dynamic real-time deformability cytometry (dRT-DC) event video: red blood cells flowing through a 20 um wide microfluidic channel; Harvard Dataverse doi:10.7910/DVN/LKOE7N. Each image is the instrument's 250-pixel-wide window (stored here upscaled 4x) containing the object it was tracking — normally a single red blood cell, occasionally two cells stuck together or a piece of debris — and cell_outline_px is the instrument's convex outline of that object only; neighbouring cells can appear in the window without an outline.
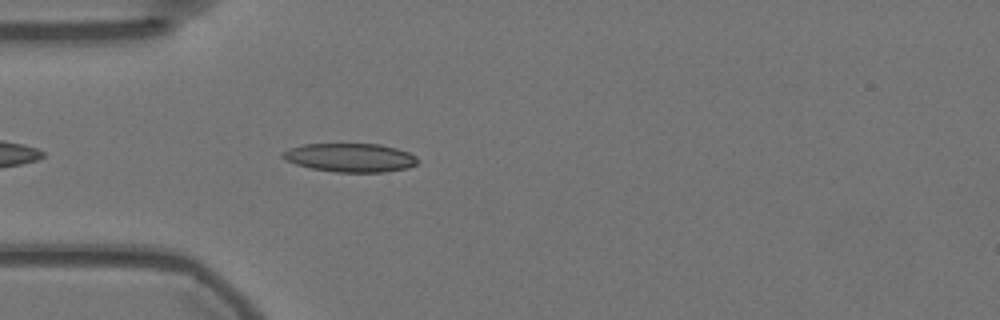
{"species": "Egyptian fruit bat (a non-hibernating species)", "species_latin": "Rousettus aegyptiacus", "temperature_condition": "warm", "stored_images_in_passage": 44, "camera_frame_rate_fps": 3000, "um_per_image_px": 0.085, "animal": {"sex": "female"}, "frame": {"image": 1, "passage_image": 4, "time_ms": 1.0, "image_size_px": [1000, 320], "cell_outline_px": [[420, 160], [416, 164], [408, 168], [384, 172], [336, 172], [312, 168], [296, 164], [284, 160], [280, 156], [280, 152], [288, 148], [304, 144], [380, 144], [396, 148], [408, 152], [416, 156]], "centroid_in_image_um": [29.75, 13.39], "position_along_channel_um": 55.3, "area_um2": 22.72}}
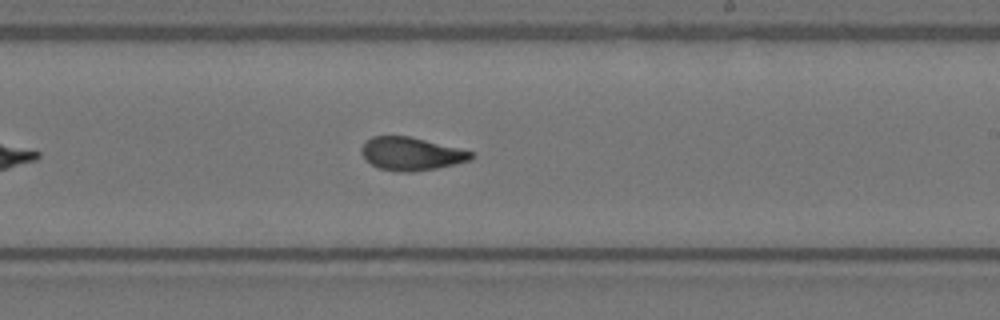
{"frame": {"image": 2, "passage_image": 21, "time_ms": 6.667, "image_size_px": [1000, 320], "cell_outline_px": [[472, 160], [456, 164], [436, 168], [412, 172], [400, 172], [380, 168], [372, 164], [360, 152], [360, 148], [372, 136], [408, 136], [472, 152]], "centroid_in_image_um": [34.93, 13.08], "position_along_channel_um": 254.1, "area_um2": 20.69}}
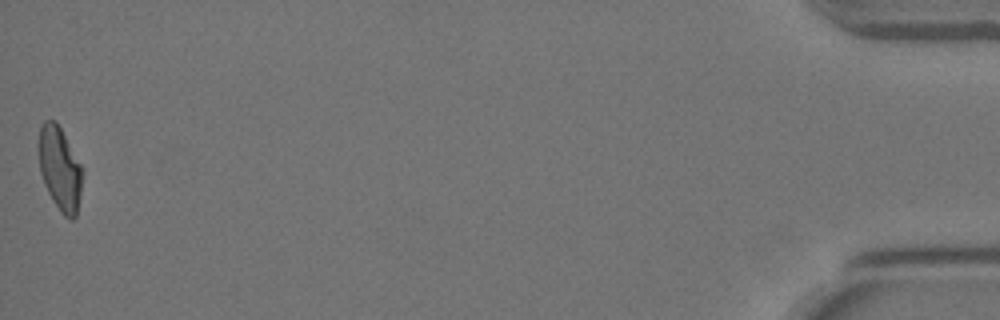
{"frame": {"image": 3, "passage_image": 44, "time_ms": 14.333, "image_size_px": [1000, 320], "cell_outline_px": [[84, 172], [80, 196], [76, 216], [72, 220], [64, 216], [60, 212], [52, 200], [44, 184], [40, 172], [40, 128], [44, 120], [56, 120], [80, 164]], "centroid_in_image_um": [5.11, 14.38], "position_along_channel_um": 430.1, "area_um2": 21.04}, "authors_computed_cell_mechanics": {"area_um2": 21.4727, "velocity_mm_per_s": 3.5822, "shape_relaxation_time_tau1_ms": null, "shape_relaxation_time_tau2_ms": 1.7805, "deformation_change_tau1": null, "deformation_change_tau2": 0.0834}}